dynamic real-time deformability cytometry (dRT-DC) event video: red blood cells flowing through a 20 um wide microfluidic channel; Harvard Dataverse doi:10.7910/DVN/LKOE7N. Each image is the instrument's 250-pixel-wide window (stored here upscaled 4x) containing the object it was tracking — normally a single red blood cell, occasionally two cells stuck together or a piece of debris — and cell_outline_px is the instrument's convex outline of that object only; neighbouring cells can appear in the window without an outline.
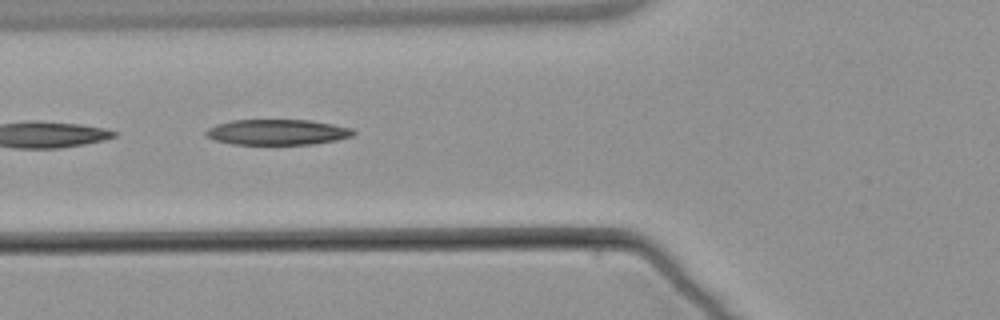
{"species": "common noctule bat (a hibernating species)", "species_latin": "Nyctalus noctula", "temperature_condition": "warm", "stored_images_in_passage": 7, "camera_frame_rate_fps": 3000, "um_per_image_px": 0.085, "animal": {"sex": "male", "body_mass_g": 21.5, "forearm_length_mm": 52.0}, "frame": {"image": 1, "passage_image": 6, "time_ms": 6.0, "image_size_px": [1000, 320], "cell_outline_px": [[356, 132], [352, 136], [336, 140], [312, 144], [232, 144], [216, 140], [204, 136], [204, 132], [208, 128], [216, 124], [232, 120], [308, 120], [332, 124], [352, 128]], "centroid_in_image_um": [23.55, 11.23], "position_along_channel_um": 102.3, "area_um2": 21.91}}